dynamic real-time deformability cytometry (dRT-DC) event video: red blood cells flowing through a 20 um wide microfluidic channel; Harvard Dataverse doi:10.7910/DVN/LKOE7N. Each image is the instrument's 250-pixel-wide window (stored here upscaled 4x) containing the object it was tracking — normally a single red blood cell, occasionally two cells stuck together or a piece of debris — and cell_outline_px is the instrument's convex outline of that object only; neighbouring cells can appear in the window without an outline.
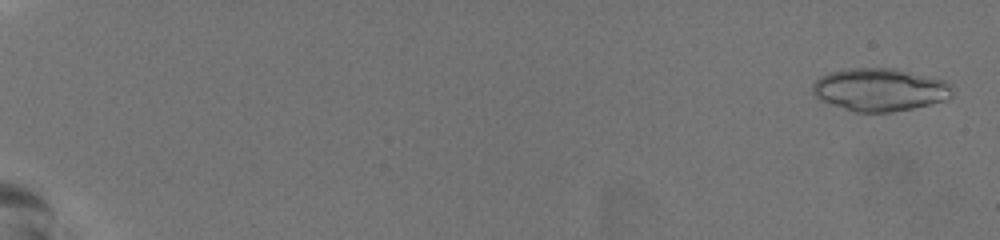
{"species": "common noctule bat (a hibernating species)", "species_latin": "Nyctalus noctula", "temperature_condition": "warm", "stored_images_in_passage": 58, "camera_frame_rate_fps": 3000, "um_per_image_px": 0.085, "animal": {"sex": "female", "body_mass_g": 19.5, "forearm_length_mm": 54.1}, "frame": {"image": 1, "passage_image": 2, "time_ms": 0.333, "image_size_px": [1000, 240], "cell_outline_px": [[952, 96], [944, 100], [932, 104], [912, 108], [888, 112], [856, 112], [820, 100], [812, 92], [812, 84], [820, 76], [828, 72], [852, 68], [892, 68], [948, 80], [952, 84]], "centroid_in_image_um": [74.81, 7.61], "position_along_channel_um": 10.2, "area_um2": 34.91}}